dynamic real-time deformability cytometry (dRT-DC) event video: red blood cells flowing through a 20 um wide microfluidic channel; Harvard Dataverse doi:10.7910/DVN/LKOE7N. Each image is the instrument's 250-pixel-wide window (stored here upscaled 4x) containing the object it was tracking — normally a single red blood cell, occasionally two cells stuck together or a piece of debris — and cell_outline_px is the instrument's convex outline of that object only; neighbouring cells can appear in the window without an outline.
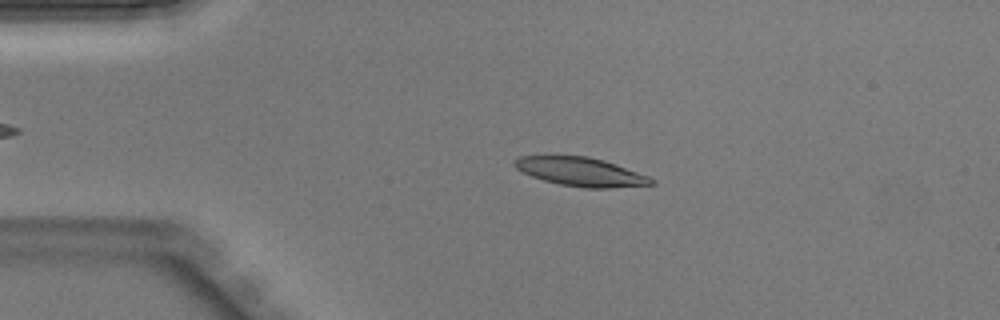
{"species": "Egyptian fruit bat (a non-hibernating species)", "species_latin": "Rousettus aegyptiacus", "temperature_condition": "warm", "stored_images_in_passage": 38, "camera_frame_rate_fps": 3000, "um_per_image_px": 0.085, "animal": {"sex": "male"}, "frame": {"image": 1, "passage_image": 9, "time_ms": 2.667, "image_size_px": [1000, 320], "cell_outline_px": [[656, 184], [612, 188], [584, 188], [560, 184], [544, 180], [532, 176], [516, 168], [512, 164], [520, 156], [588, 156], [604, 160], [616, 164], [648, 176], [656, 180]], "centroid_in_image_um": [49.41, 14.61], "position_along_channel_um": 35.6, "area_um2": 22.77}}
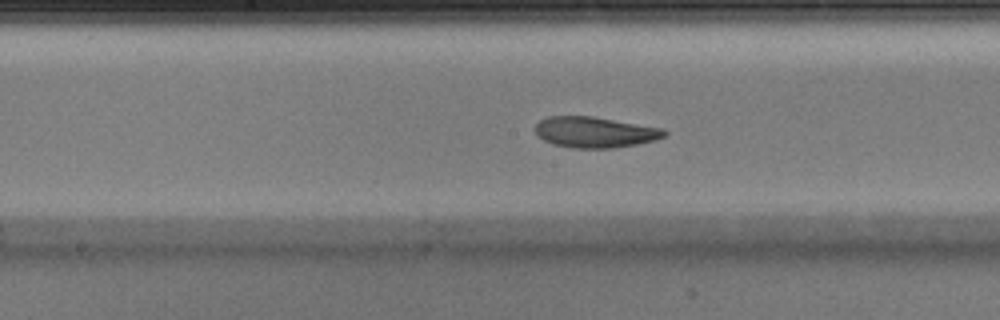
{"frame": {"image": 2, "passage_image": 22, "time_ms": 7.0, "image_size_px": [1000, 320], "cell_outline_px": [[668, 132], [664, 136], [656, 140], [636, 144], [612, 148], [572, 148], [552, 144], [544, 140], [536, 132], [536, 124], [540, 120], [548, 116], [592, 116], [664, 128]], "centroid_in_image_um": [50.58, 11.23], "position_along_channel_um": 197.6, "area_um2": 23.18}}
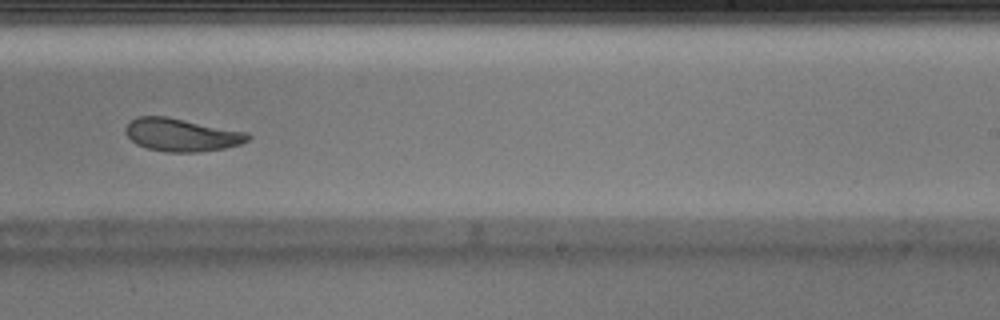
{"frame": {"image": 3, "passage_image": 27, "time_ms": 8.667, "image_size_px": [1000, 320], "cell_outline_px": [[252, 136], [248, 140], [240, 144], [224, 148], [196, 152], [164, 152], [148, 148], [136, 144], [124, 132], [124, 128], [136, 116], [168, 116], [248, 132]], "centroid_in_image_um": [15.44, 11.45], "position_along_channel_um": 273.6, "area_um2": 23.58}}